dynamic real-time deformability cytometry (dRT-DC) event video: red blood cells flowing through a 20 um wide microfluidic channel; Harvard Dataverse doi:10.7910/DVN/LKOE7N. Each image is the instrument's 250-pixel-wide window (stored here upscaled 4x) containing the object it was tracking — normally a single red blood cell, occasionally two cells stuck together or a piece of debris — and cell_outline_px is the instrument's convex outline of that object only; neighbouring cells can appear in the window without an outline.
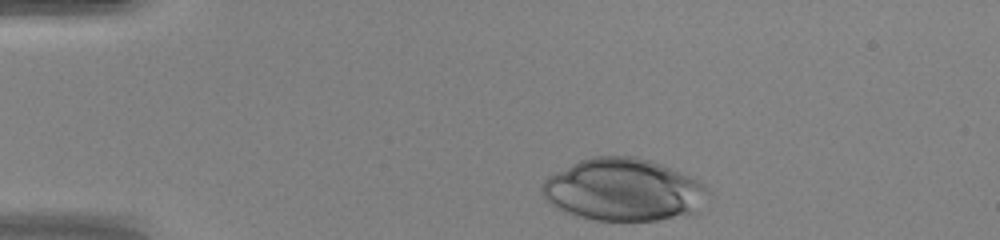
{"species": "human", "species_latin": "Homo sapiens", "temperature_condition": "warm", "stored_images_in_passage": 31, "camera_frame_rate_fps": 3000, "um_per_image_px": 0.085, "donor": {"sex": "female"}, "frame": {"image": 1, "passage_image": 1, "time_ms": 0.0, "image_size_px": [1000, 240], "cell_outline_px": [[700, 188], [688, 212], [656, 220], [592, 220], [576, 216], [564, 212], [556, 208], [544, 196], [544, 180], [548, 176], [580, 160], [596, 156], [636, 156], [660, 164], [700, 184]], "centroid_in_image_um": [52.71, 16.11], "position_along_channel_um": 32.3, "area_um2": 57.05}}
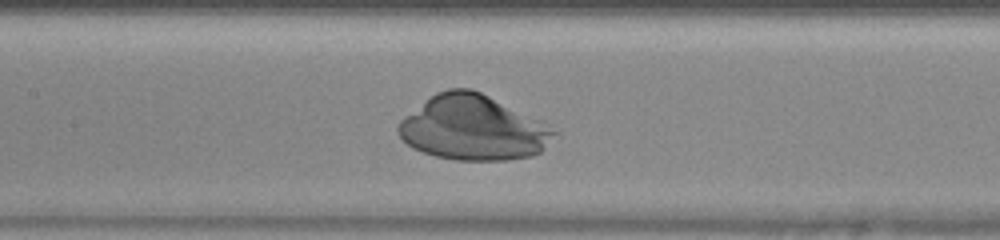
{"frame": {"image": 2, "passage_image": 15, "time_ms": 4.667, "image_size_px": [1000, 240], "cell_outline_px": [[556, 132], [544, 148], [540, 152], [532, 156], [508, 160], [456, 160], [436, 156], [412, 148], [396, 132], [396, 128], [400, 120], [436, 92], [448, 88], [468, 88], [480, 92], [536, 120]], "centroid_in_image_um": [40.13, 10.89], "position_along_channel_um": 167.3, "area_um2": 57.68}}
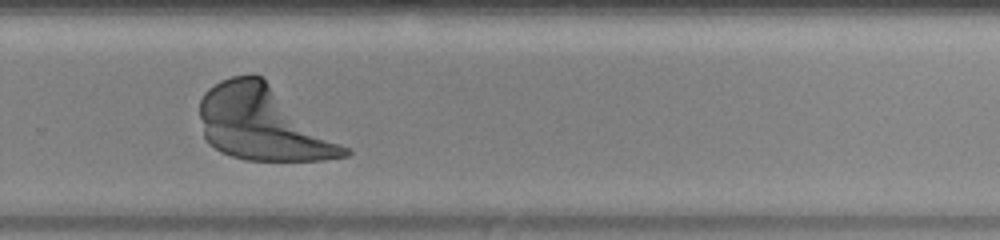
{"frame": {"image": 3, "passage_image": 25, "time_ms": 8.0, "image_size_px": [1000, 240], "cell_outline_px": [[352, 152], [348, 156], [324, 160], [244, 160], [220, 152], [204, 136], [200, 116], [200, 100], [204, 92], [208, 88], [220, 80], [232, 76], [260, 76], [348, 148]], "centroid_in_image_um": [22.32, 10.52], "position_along_channel_um": 307.5, "area_um2": 61.33}}